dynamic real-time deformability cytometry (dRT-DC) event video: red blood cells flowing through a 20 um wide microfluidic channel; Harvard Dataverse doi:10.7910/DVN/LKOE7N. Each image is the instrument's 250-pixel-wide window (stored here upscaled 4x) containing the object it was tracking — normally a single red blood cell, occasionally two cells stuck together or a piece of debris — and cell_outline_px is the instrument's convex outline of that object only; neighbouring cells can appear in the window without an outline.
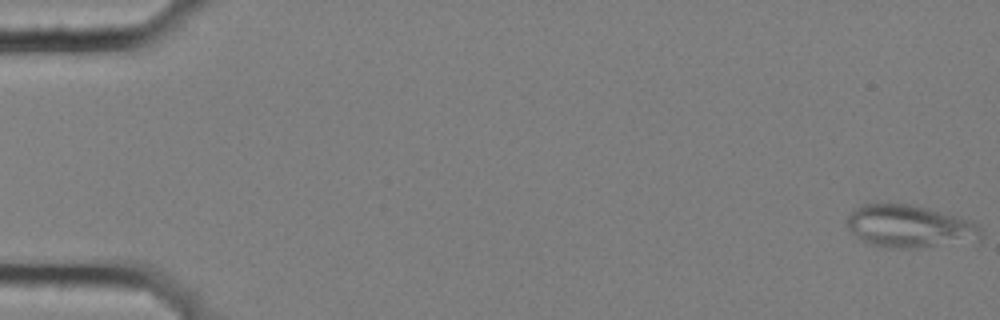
{"species": "common noctule bat (a hibernating species)", "species_latin": "Nyctalus noctula", "temperature_condition": "cold", "stored_images_in_passage": 6, "camera_frame_rate_fps": 3000, "um_per_image_px": 0.085, "animal": {"sex": "female", "body_mass_g": 25.1}, "frame": {"image": 1, "passage_image": 1, "time_ms": 0.0, "image_size_px": [1000, 320], "cell_outline_px": [[980, 236], [916, 248], [912, 248], [872, 244], [860, 240], [848, 228], [848, 216], [856, 208], [864, 204], [908, 204], [928, 208], [972, 220], [980, 224]], "centroid_in_image_um": [77.24, 19.19], "position_along_channel_um": 7.8, "area_um2": 31.79}}
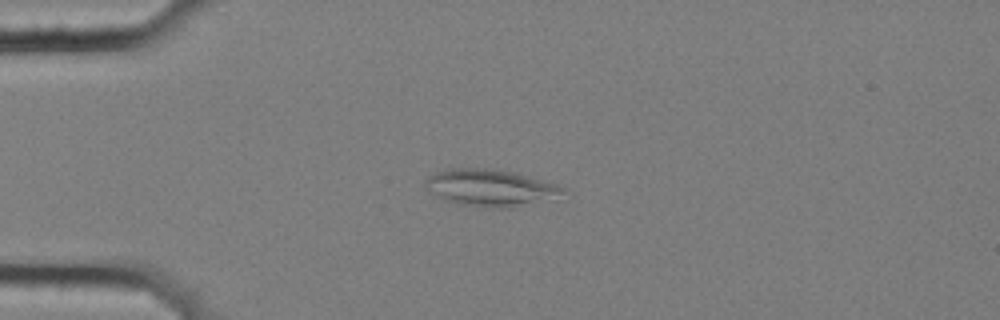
{"frame": {"image": 2, "passage_image": 5, "time_ms": 1.333, "image_size_px": [1000, 320], "cell_outline_px": [[564, 188], [556, 200], [512, 208], [492, 208], [460, 204], [444, 200], [428, 188], [424, 184], [424, 180], [428, 176], [452, 168], [484, 168], [516, 172], [556, 184]], "centroid_in_image_um": [41.76, 15.98], "position_along_channel_um": 43.2, "area_um2": 29.59}}